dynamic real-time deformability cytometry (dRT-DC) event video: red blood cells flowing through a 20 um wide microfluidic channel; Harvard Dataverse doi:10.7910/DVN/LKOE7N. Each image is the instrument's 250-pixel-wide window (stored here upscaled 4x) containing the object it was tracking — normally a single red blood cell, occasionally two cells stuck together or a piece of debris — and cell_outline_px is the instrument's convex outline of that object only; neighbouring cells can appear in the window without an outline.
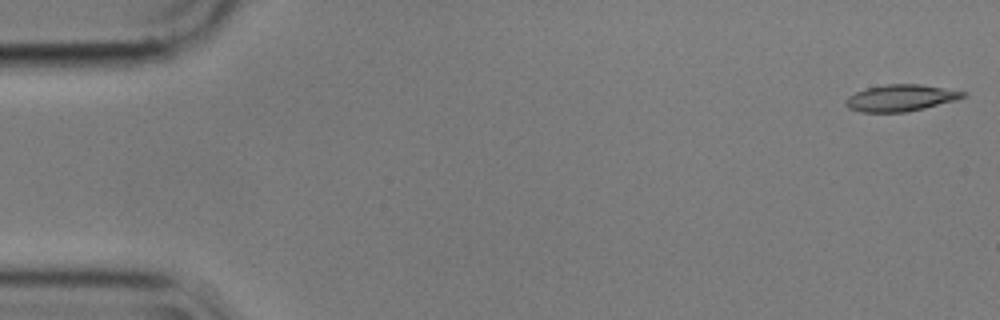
{"species": "common noctule bat (a hibernating species)", "species_latin": "Nyctalus noctula", "temperature_condition": "cold", "stored_images_in_passage": 15, "camera_frame_rate_fps": 3000, "um_per_image_px": 0.085, "animal": {"sex": "male", "body_mass_g": 17.9}, "frame": {"image": 1, "passage_image": 1, "time_ms": 0.0, "image_size_px": [1000, 320], "cell_outline_px": [[968, 96], [956, 100], [908, 112], [860, 112], [848, 108], [844, 104], [844, 100], [848, 96], [856, 92], [868, 88], [884, 84], [920, 84], [968, 92]], "centroid_in_image_um": [76.56, 8.33], "position_along_channel_um": 8.4, "area_um2": 18.32}}
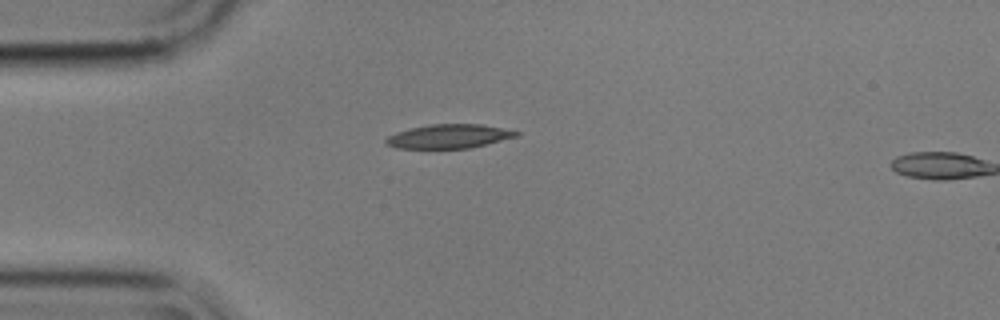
{"frame": {"image": 2, "passage_image": 14, "time_ms": 4.333, "image_size_px": [1000, 320], "cell_outline_px": [[520, 136], [468, 148], [396, 148], [384, 144], [384, 140], [388, 136], [396, 132], [412, 128], [432, 124], [480, 124], [520, 132]], "centroid_in_image_um": [38.13, 11.59], "position_along_channel_um": 46.9, "area_um2": 18.03}}